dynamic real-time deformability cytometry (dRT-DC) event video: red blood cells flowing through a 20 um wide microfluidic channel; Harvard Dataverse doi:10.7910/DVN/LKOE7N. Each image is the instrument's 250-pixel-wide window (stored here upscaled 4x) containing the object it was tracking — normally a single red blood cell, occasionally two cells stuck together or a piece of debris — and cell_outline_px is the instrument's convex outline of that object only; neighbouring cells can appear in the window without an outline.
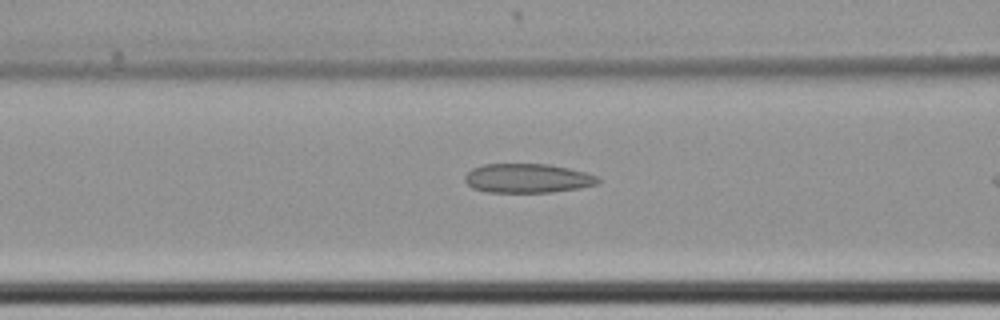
{"species": "common noctule bat (a hibernating species)", "species_latin": "Nyctalus noctula", "temperature_condition": "cold", "stored_images_in_passage": 5, "camera_frame_rate_fps": 3000, "um_per_image_px": 0.085, "animal": {"sex": "female", "body_mass_g": 22.7, "forearm_length_mm": 54.2}, "frame": {"image": 1, "passage_image": 3, "time_ms": 0.667, "image_size_px": [1000, 320], "cell_outline_px": [[600, 180], [596, 184], [580, 188], [552, 192], [488, 192], [472, 188], [464, 180], [464, 176], [472, 168], [484, 164], [548, 164], [568, 168], [600, 176]], "centroid_in_image_um": [44.84, 15.15], "position_along_channel_um": 121.8, "area_um2": 22.66}}